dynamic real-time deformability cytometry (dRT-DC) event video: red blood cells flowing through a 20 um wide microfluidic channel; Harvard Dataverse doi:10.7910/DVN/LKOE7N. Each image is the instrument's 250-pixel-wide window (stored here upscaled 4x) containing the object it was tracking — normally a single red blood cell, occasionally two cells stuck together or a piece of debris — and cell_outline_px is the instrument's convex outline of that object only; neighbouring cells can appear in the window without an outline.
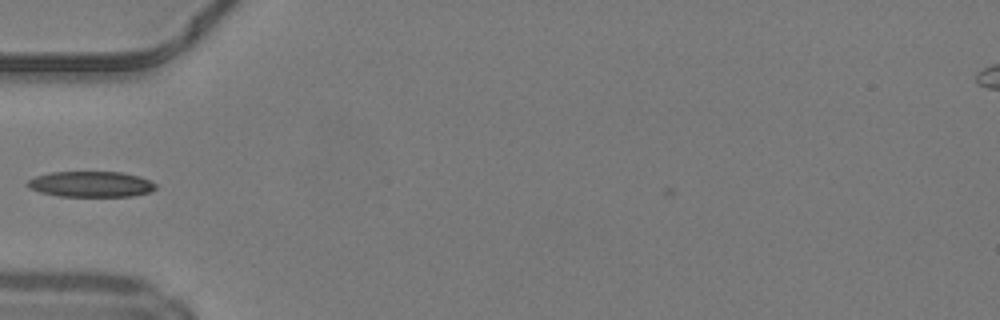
{"species": "common noctule bat (a hibernating species)", "species_latin": "Nyctalus noctula", "temperature_condition": "warm", "stored_images_in_passage": 34, "camera_frame_rate_fps": 3000, "um_per_image_px": 0.085, "animal": {"sex": "male", "body_mass_g": 19.2, "forearm_length_mm": 51.8}, "frame": {"image": 1, "passage_image": 2, "time_ms": 0.333, "image_size_px": [1000, 320], "cell_outline_px": [[156, 188], [148, 192], [132, 196], [56, 196], [40, 192], [28, 188], [24, 184], [28, 180], [36, 176], [52, 172], [120, 172], [140, 176], [156, 184]], "centroid_in_image_um": [7.68, 15.65], "position_along_channel_um": 77.3, "area_um2": 19.19}}
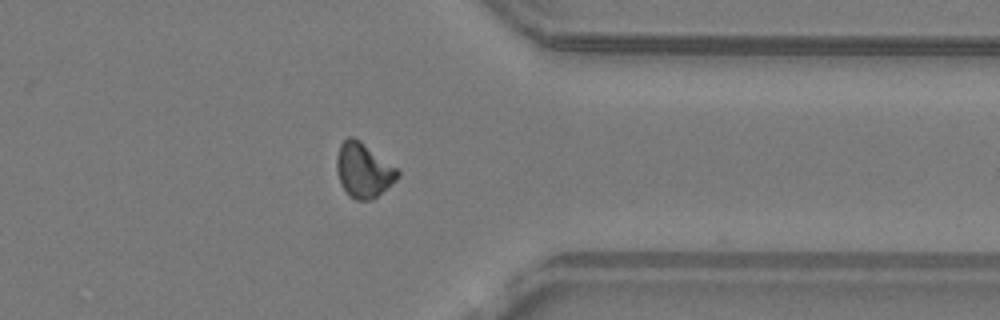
{"frame": {"image": 2, "passage_image": 24, "time_ms": 7.667, "image_size_px": [1000, 320], "cell_outline_px": [[400, 176], [396, 180], [372, 200], [356, 200], [348, 196], [340, 184], [336, 172], [336, 156], [340, 144], [348, 136], [352, 136], [360, 140], [396, 168], [400, 172]], "centroid_in_image_um": [30.86, 14.48], "position_along_channel_um": 380.5, "area_um2": 19.48}}
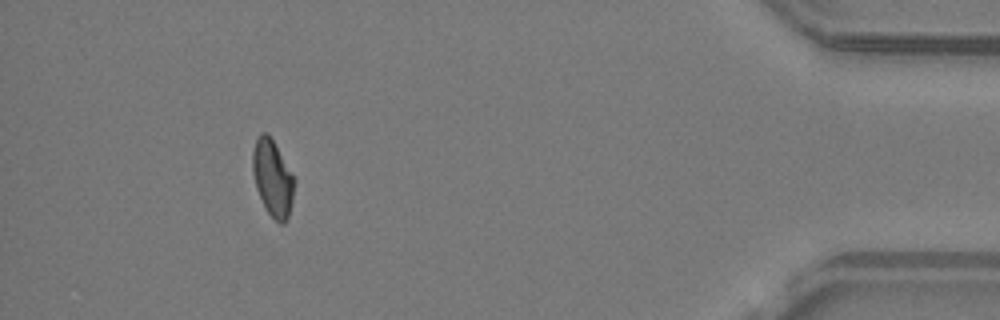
{"frame": {"image": 3, "passage_image": 30, "time_ms": 9.667, "image_size_px": [1000, 320], "cell_outline_px": [[296, 180], [292, 200], [288, 216], [284, 224], [280, 224], [268, 212], [256, 188], [252, 172], [252, 152], [256, 140], [260, 132], [264, 132], [272, 140]], "centroid_in_image_um": [23.17, 15.15], "position_along_channel_um": 412.0, "area_um2": 18.21}, "authors_computed_cell_mechanics": {"area_um2": 18.6694, "velocity_mm_per_s": 4.2325, "shape_relaxation_time_tau1_ms": 8.7865, "shape_relaxation_time_tau2_ms": 10.8453, "deformation_change_tau1": 0.1992, "deformation_change_tau2": 0.1776}}